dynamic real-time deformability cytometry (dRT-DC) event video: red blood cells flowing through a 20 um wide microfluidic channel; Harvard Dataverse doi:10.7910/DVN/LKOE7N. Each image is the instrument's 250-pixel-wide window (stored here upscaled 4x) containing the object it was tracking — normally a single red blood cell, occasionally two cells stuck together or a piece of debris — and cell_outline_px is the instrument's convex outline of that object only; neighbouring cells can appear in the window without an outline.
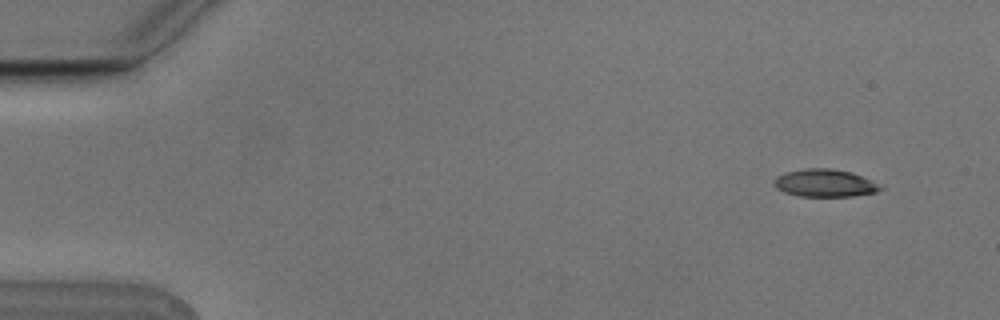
{"species": "Egyptian fruit bat (a non-hibernating species)", "species_latin": "Rousettus aegyptiacus", "temperature_condition": "cold", "stored_images_in_passage": 6, "camera_frame_rate_fps": 3000, "um_per_image_px": 0.085, "animal": {"sex": "male"}, "frame": {"image": 1, "passage_image": 1, "time_ms": 0.0, "image_size_px": [1000, 320], "cell_outline_px": [[884, 188], [876, 192], [852, 196], [800, 196], [784, 192], [776, 188], [776, 176], [784, 172], [804, 168], [832, 168], [852, 172], [884, 184]], "centroid_in_image_um": [70.18, 15.55], "position_along_channel_um": 14.8, "area_um2": 17.34}}